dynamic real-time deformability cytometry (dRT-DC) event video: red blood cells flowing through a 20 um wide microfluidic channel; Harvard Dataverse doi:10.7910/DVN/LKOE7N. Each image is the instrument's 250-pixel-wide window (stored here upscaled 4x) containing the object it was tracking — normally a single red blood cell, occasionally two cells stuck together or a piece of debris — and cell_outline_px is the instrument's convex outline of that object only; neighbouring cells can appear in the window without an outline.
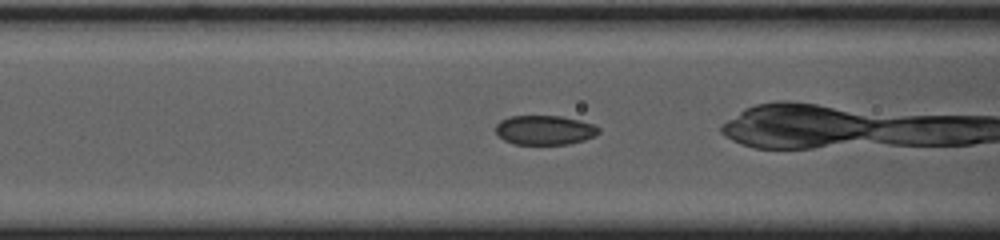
{"species": "common noctule bat (a hibernating species)", "species_latin": "Nyctalus noctula", "temperature_condition": "cold", "stored_images_in_passage": 53, "camera_frame_rate_fps": 3000, "um_per_image_px": 0.085, "animal": {"sex": "female", "body_mass_g": 23.0, "forearm_length_mm": 53.4}, "frame": {"image": 1, "passage_image": 18, "time_ms": 5.667, "image_size_px": [1000, 240], "cell_outline_px": [[600, 132], [596, 136], [584, 140], [568, 144], [516, 144], [504, 140], [496, 132], [496, 124], [500, 120], [508, 116], [560, 116], [580, 120], [596, 124], [600, 128]], "centroid_in_image_um": [46.34, 11.05], "position_along_channel_um": 120.3, "area_um2": 17.8}}
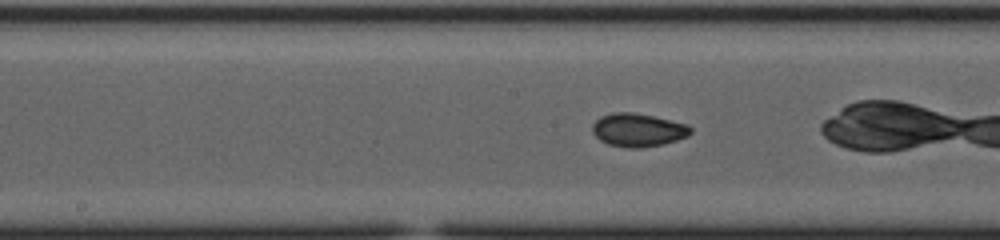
{"frame": {"image": 2, "passage_image": 24, "time_ms": 7.667, "image_size_px": [1000, 240], "cell_outline_px": [[692, 132], [688, 136], [664, 144], [640, 148], [628, 148], [608, 144], [600, 140], [592, 132], [592, 124], [600, 116], [612, 112], [632, 112], [652, 116], [688, 124], [692, 128]], "centroid_in_image_um": [54.23, 11.05], "position_along_channel_um": 194.0, "area_um2": 19.13}}
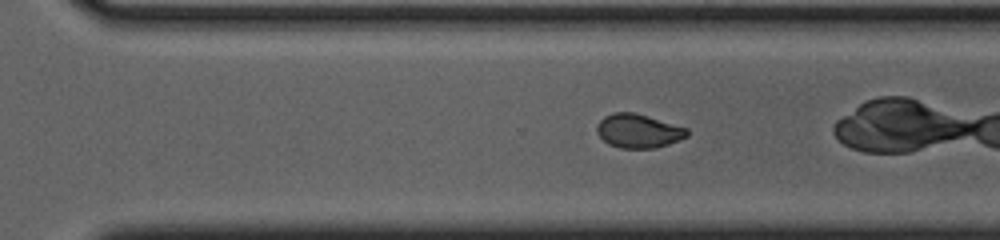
{"frame": {"image": 3, "passage_image": 34, "time_ms": 11.0, "image_size_px": [1000, 240], "cell_outline_px": [[688, 136], [680, 140], [656, 148], [620, 148], [608, 144], [596, 132], [596, 124], [604, 116], [612, 112], [636, 112], [688, 128]], "centroid_in_image_um": [54.26, 11.12], "position_along_channel_um": 316.3, "area_um2": 18.03}, "authors_computed_cell_mechanics": {"area_um2": 18.4382, "velocity_mm_per_s": 3.6811, "shape_relaxation_time_tau1_ms": 4.5836, "shape_relaxation_time_tau2_ms": 1.1303, "deformation_change_tau1": 0.1125, "deformation_change_tau2": 0.0363}}